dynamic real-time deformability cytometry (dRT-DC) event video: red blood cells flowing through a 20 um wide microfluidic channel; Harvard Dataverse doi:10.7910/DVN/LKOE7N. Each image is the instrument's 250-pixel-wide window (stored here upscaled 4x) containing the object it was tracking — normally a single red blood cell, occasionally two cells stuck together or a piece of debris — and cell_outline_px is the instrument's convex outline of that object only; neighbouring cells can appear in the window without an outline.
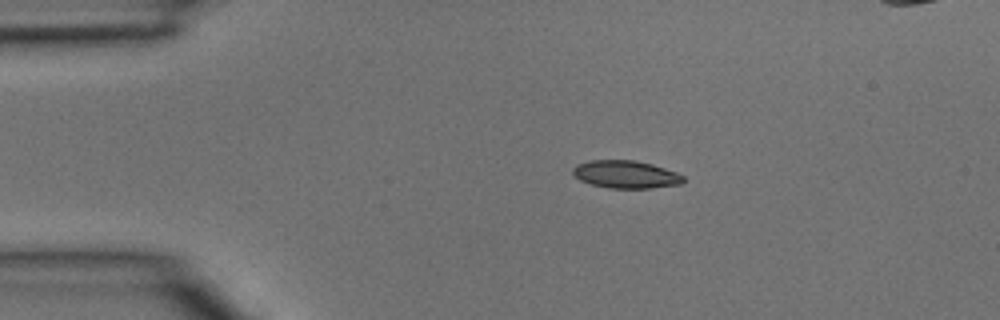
{"species": "common noctule bat (a hibernating species)", "species_latin": "Nyctalus noctula", "temperature_condition": "room temperature", "stored_images_in_passage": 4, "camera_frame_rate_fps": 3000, "um_per_image_px": 0.085, "animal": {"sex": "male", "body_mass_g": 15.6}, "frame": {"image": 1, "passage_image": 2, "time_ms": 0.333, "image_size_px": [1000, 320], "cell_outline_px": [[684, 180], [680, 184], [652, 188], [608, 188], [592, 184], [580, 180], [572, 172], [572, 168], [576, 164], [588, 160], [636, 160], [652, 164], [676, 172], [684, 176]], "centroid_in_image_um": [53.18, 14.81], "position_along_channel_um": 31.8, "area_um2": 17.86}}